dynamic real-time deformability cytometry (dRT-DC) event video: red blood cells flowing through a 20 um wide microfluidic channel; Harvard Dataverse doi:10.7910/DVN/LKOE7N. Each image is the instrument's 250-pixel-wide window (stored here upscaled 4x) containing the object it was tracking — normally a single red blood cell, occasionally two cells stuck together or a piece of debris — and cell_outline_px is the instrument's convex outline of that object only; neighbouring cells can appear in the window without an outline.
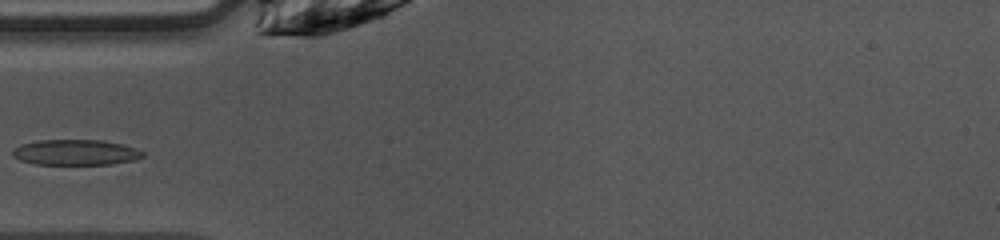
{"species": "common noctule bat (a hibernating species)", "species_latin": "Nyctalus noctula", "temperature_condition": "warm", "stored_images_in_passage": 26, "camera_frame_rate_fps": 3000, "um_per_image_px": 0.085, "animal": {"sex": "female", "body_mass_g": 10.0, "forearm_length_mm": 53.1}, "frame": {"image": 1, "passage_image": 1, "time_ms": 0.0, "image_size_px": [1000, 240], "cell_outline_px": [[144, 156], [132, 160], [112, 164], [32, 164], [20, 160], [12, 156], [12, 148], [20, 144], [36, 140], [100, 140], [120, 144], [136, 148], [144, 152]], "centroid_in_image_um": [6.36, 12.95], "position_along_channel_um": 78.6, "area_um2": 19.42}}
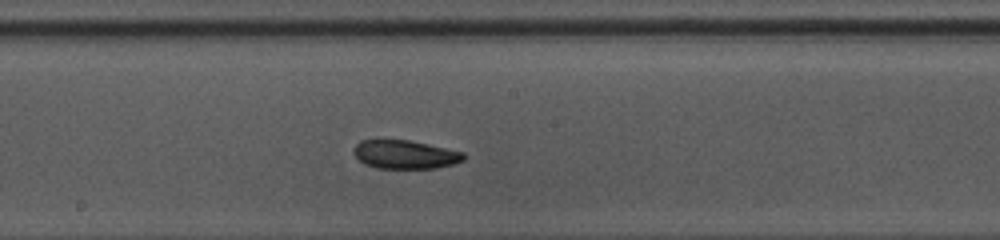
{"frame": {"image": 2, "passage_image": 11, "time_ms": 3.333, "image_size_px": [1000, 240], "cell_outline_px": [[464, 160], [452, 164], [436, 168], [376, 168], [364, 164], [352, 152], [356, 144], [360, 140], [408, 140], [428, 144], [464, 152]], "centroid_in_image_um": [34.41, 13.13], "position_along_channel_um": 213.8, "area_um2": 18.21}}
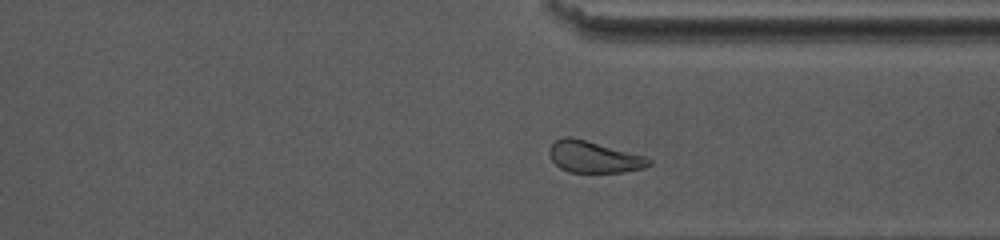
{"frame": {"image": 3, "passage_image": 22, "time_ms": 7.0, "image_size_px": [1000, 240], "cell_outline_px": [[652, 164], [644, 168], [624, 172], [568, 172], [560, 168], [552, 160], [548, 152], [552, 144], [556, 140], [564, 136], [568, 136], [584, 140], [644, 156], [652, 160]], "centroid_in_image_um": [50.47, 13.36], "position_along_channel_um": 360.9, "area_um2": 18.03}}